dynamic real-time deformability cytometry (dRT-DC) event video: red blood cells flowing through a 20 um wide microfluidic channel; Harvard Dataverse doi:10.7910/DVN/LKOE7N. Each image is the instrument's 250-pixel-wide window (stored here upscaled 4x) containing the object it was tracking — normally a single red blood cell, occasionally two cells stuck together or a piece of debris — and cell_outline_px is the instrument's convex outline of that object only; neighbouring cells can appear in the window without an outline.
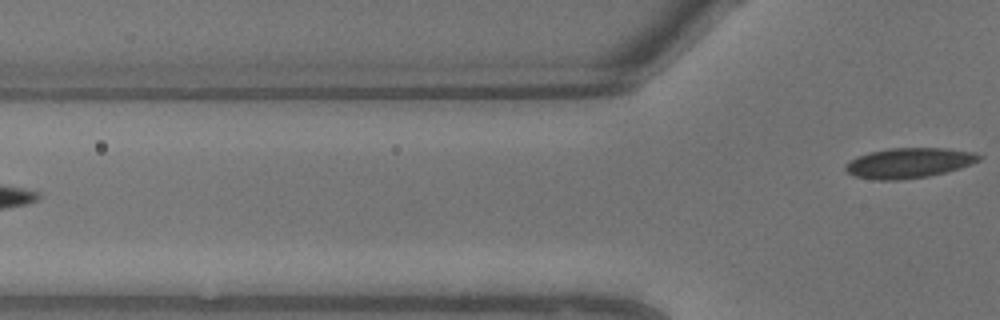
{"species": "common noctule bat (a hibernating species)", "species_latin": "Nyctalus noctula", "temperature_condition": "warm", "stored_images_in_passage": 9, "segment_of_instrument_passage": [2, 2], "camera_frame_rate_fps": 3000, "um_per_image_px": 0.085, "animal": {"sex": "male", "body_mass_g": 13.3}, "frame": {"image": 1, "passage_image": 9, "time_ms": 2.667, "image_size_px": [1000, 320], "cell_outline_px": [[984, 156], [980, 160], [960, 168], [928, 176], [896, 180], [876, 180], [856, 176], [848, 172], [844, 168], [844, 164], [848, 160], [856, 156], [868, 152], [888, 148], [944, 148], [972, 152]], "centroid_in_image_um": [77.21, 13.84], "position_along_channel_um": 48.6, "area_um2": 23.47}}